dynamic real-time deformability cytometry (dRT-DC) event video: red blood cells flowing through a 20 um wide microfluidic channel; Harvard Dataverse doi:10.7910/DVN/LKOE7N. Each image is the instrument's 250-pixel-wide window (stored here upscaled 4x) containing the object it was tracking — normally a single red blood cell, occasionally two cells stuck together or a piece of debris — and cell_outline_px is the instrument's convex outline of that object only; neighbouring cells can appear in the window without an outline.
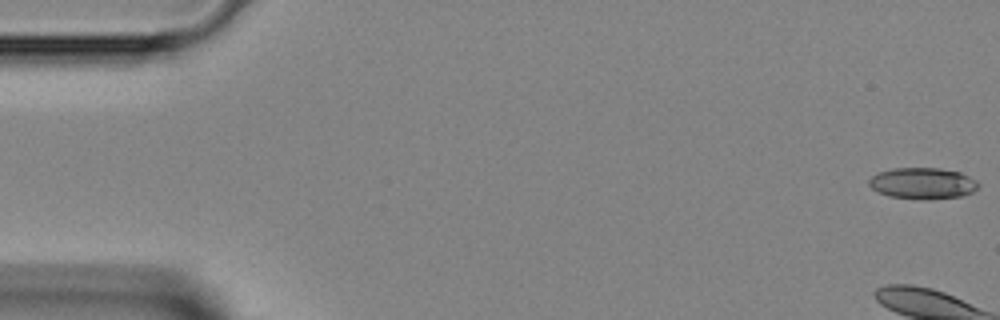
{"species": "Egyptian fruit bat (a non-hibernating species)", "species_latin": "Rousettus aegyptiacus", "temperature_condition": "room temperature", "stored_images_in_passage": 47, "camera_frame_rate_fps": 3000, "um_per_image_px": 0.085, "animal": {"sex": "female"}, "frame": {"image": 1, "passage_image": 1, "time_ms": 0.0, "image_size_px": [1000, 320], "cell_outline_px": [[980, 184], [972, 192], [960, 196], [920, 200], [888, 196], [872, 188], [868, 184], [868, 180], [872, 176], [880, 172], [892, 168], [940, 168], [960, 172], [976, 180]], "centroid_in_image_um": [78.42, 15.58], "position_along_channel_um": 6.6, "area_um2": 19.88}}
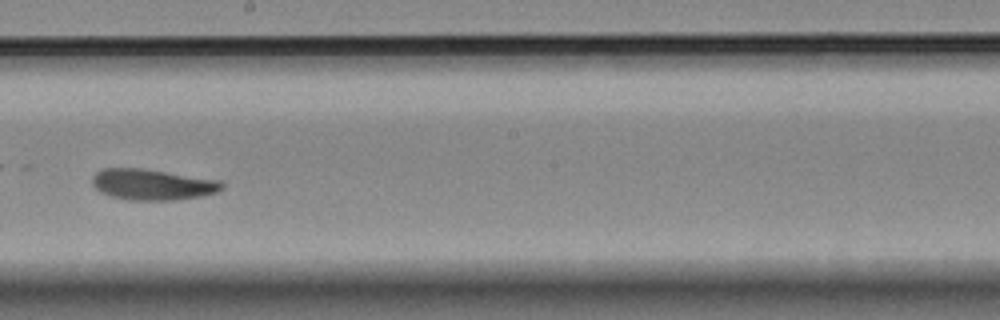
{"frame": {"image": 2, "passage_image": 27, "time_ms": 8.667, "image_size_px": [1000, 320], "cell_outline_px": [[224, 188], [216, 192], [200, 196], [176, 200], [128, 200], [112, 196], [100, 192], [92, 184], [92, 176], [96, 172], [104, 168], [144, 168], [224, 180]], "centroid_in_image_um": [12.99, 15.67], "position_along_channel_um": 235.2, "area_um2": 23.7}}
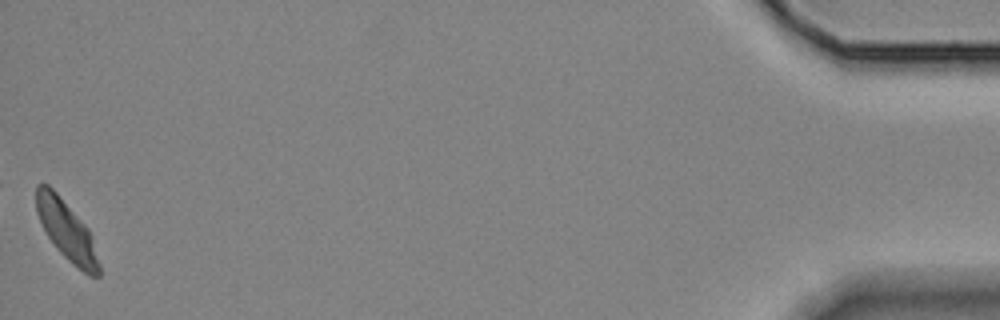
{"frame": {"image": 3, "passage_image": 47, "time_ms": 15.333, "image_size_px": [1000, 320], "cell_outline_px": [[100, 276], [88, 276], [72, 264], [56, 248], [48, 236], [36, 212], [36, 184], [48, 184], [56, 192], [88, 228], [92, 236], [100, 264]], "centroid_in_image_um": [5.68, 19.62], "position_along_channel_um": 429.5, "area_um2": 21.62}}